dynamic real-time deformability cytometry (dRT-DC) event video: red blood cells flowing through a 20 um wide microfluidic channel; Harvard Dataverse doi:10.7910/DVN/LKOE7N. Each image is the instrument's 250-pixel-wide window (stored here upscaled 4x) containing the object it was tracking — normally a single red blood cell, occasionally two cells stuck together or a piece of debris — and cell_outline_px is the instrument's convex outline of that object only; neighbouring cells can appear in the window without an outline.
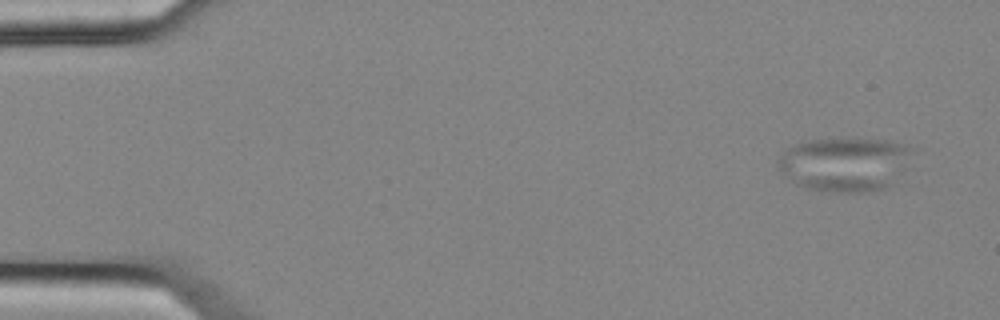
{"species": "common noctule bat (a hibernating species)", "species_latin": "Nyctalus noctula", "temperature_condition": "cold", "stored_images_in_passage": 4, "camera_frame_rate_fps": 3000, "um_per_image_px": 0.085, "animal": {"sex": "female", "body_mass_g": 25.1}, "frame": {"image": 1, "passage_image": 1, "time_ms": 0.0, "image_size_px": [1000, 320], "cell_outline_px": [[920, 148], [892, 184], [884, 188], [868, 192], [836, 192], [808, 188], [796, 184], [776, 164], [776, 160], [788, 148], [796, 144], [812, 140], [856, 136], [892, 140], [908, 144]], "centroid_in_image_um": [71.94, 13.89], "position_along_channel_um": 13.1, "area_um2": 43.35}}